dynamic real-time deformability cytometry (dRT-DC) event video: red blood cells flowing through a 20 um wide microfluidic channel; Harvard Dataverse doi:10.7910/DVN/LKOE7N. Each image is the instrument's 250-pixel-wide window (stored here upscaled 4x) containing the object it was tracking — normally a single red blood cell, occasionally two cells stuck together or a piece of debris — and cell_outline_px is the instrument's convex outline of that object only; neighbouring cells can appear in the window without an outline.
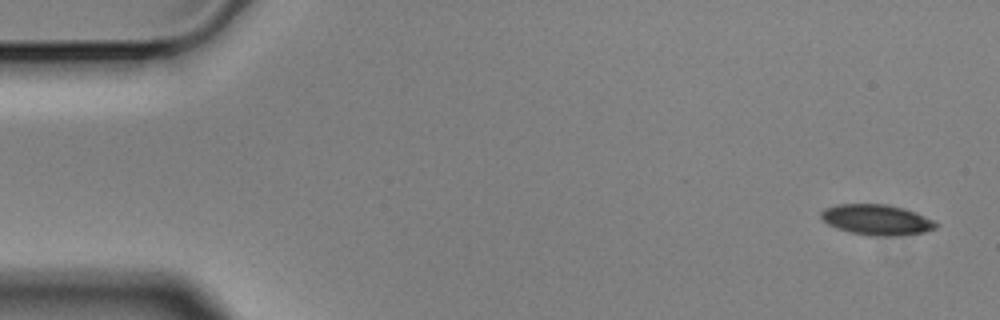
{"species": "Egyptian fruit bat (a non-hibernating species)", "species_latin": "Rousettus aegyptiacus", "temperature_condition": "cold", "stored_images_in_passage": 5, "camera_frame_rate_fps": 3000, "um_per_image_px": 0.085, "animal": {"sex": "male"}, "frame": {"image": 1, "passage_image": 1, "time_ms": 0.0, "image_size_px": [1000, 320], "cell_outline_px": [[940, 224], [936, 228], [924, 232], [888, 236], [868, 236], [836, 228], [828, 224], [820, 216], [820, 212], [824, 208], [836, 204], [888, 204], [904, 208], [916, 212]], "centroid_in_image_um": [74.51, 18.67], "position_along_channel_um": 10.5, "area_um2": 20.46}}
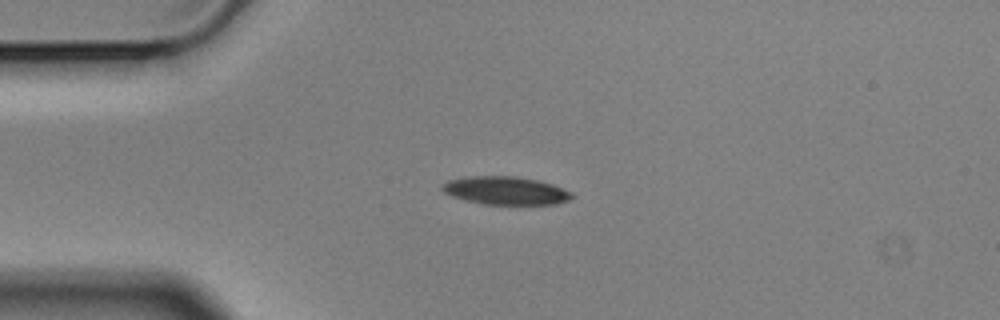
{"frame": {"image": 2, "passage_image": 4, "time_ms": 1.0, "image_size_px": [1000, 320], "cell_outline_px": [[576, 196], [568, 200], [556, 204], [484, 204], [464, 200], [452, 196], [444, 192], [440, 188], [448, 180], [468, 176], [516, 176], [536, 180], [552, 184], [572, 192]], "centroid_in_image_um": [42.98, 16.2], "position_along_channel_um": 42.0, "area_um2": 21.21}}